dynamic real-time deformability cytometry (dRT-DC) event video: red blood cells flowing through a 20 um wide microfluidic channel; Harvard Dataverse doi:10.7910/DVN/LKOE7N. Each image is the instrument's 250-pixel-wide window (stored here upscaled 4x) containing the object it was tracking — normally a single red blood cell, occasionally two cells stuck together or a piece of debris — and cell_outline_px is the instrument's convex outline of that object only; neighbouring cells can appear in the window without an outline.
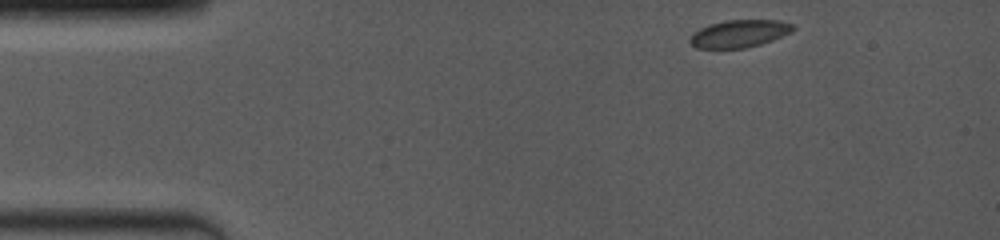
{"species": "common noctule bat (a hibernating species)", "species_latin": "Nyctalus noctula", "temperature_condition": "room temperature", "stored_images_in_passage": 63, "camera_frame_rate_fps": 4000, "um_per_image_px": 0.085, "animal": {"sex": "female", "body_mass_g": 19.0, "forearm_length_mm": 53.3}, "frame": {"image": 1, "passage_image": 1, "time_ms": 0.0, "image_size_px": [1000, 240], "cell_outline_px": [[796, 28], [792, 32], [772, 40], [760, 44], [744, 48], [696, 48], [688, 40], [700, 28], [708, 24], [724, 20], [780, 20], [792, 24]], "centroid_in_image_um": [62.86, 2.85], "position_along_channel_um": 22.1, "area_um2": 16.47}}
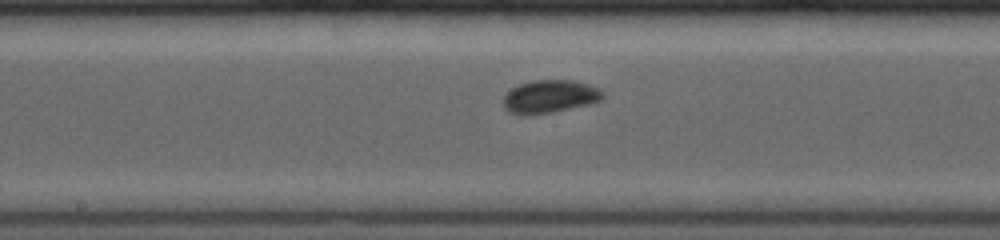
{"frame": {"image": 2, "passage_image": 28, "time_ms": 6.5, "image_size_px": [1000, 240], "cell_outline_px": [[604, 96], [600, 100], [592, 104], [552, 112], [508, 112], [504, 108], [504, 96], [512, 88], [520, 84], [532, 80], [572, 80], [588, 84], [600, 88], [604, 92]], "centroid_in_image_um": [46.81, 8.16], "position_along_channel_um": 201.4, "area_um2": 18.67}}
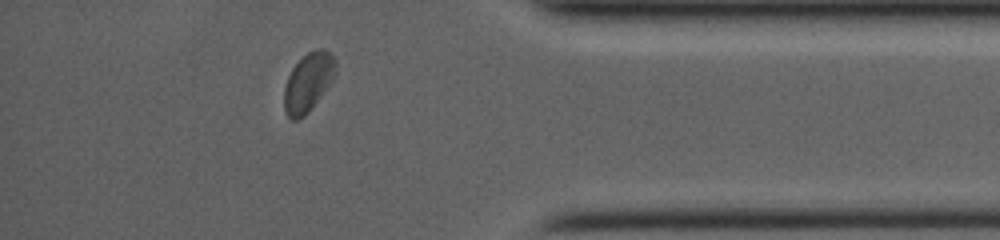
{"frame": {"image": 3, "passage_image": 56, "time_ms": 12.0, "image_size_px": [1000, 240], "cell_outline_px": [[336, 72], [332, 80], [308, 112], [304, 116], [296, 120], [292, 120], [288, 116], [284, 108], [284, 88], [288, 76], [292, 68], [308, 52], [316, 48], [324, 48], [336, 60]], "centroid_in_image_um": [26.19, 6.98], "position_along_channel_um": 409.0, "area_um2": 17.34}, "authors_computed_cell_mechanics": {"area_um2": 17.7446, "velocity_mm_per_s": 4.0004, "shape_relaxation_time_tau1_ms": 2.3756, "shape_relaxation_time_tau2_ms": null, "deformation_change_tau1": 0.0722, "deformation_change_tau2": null}}